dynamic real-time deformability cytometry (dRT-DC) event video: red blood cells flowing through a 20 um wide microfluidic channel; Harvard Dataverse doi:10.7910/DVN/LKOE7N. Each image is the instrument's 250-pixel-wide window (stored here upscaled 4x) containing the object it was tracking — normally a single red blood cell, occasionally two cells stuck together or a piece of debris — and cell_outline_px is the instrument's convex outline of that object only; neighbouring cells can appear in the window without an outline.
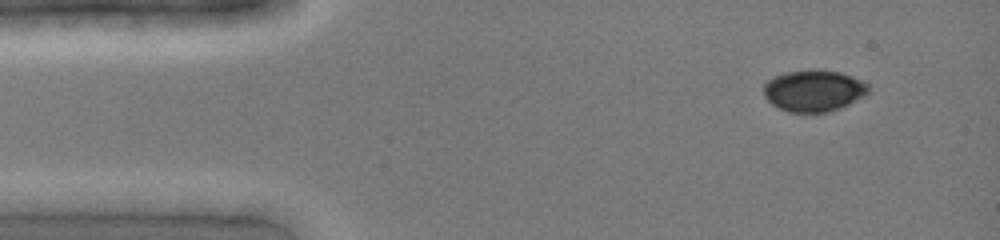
{"species": "common noctule bat (a hibernating species)", "species_latin": "Nyctalus noctula", "temperature_condition": "cold", "stored_images_in_passage": 14, "camera_frame_rate_fps": 3000, "um_per_image_px": 0.085, "animal": {"sex": "female", "body_mass_g": 19.0, "forearm_length_mm": 51.5}, "frame": {"image": 1, "passage_image": 1, "time_ms": 0.0, "image_size_px": [1000, 240], "cell_outline_px": [[868, 92], [864, 96], [840, 108], [828, 112], [788, 112], [772, 104], [764, 96], [764, 84], [772, 76], [784, 72], [816, 68], [840, 72], [852, 76], [868, 84]], "centroid_in_image_um": [69.14, 7.69], "position_along_channel_um": 15.9, "area_um2": 25.55}}
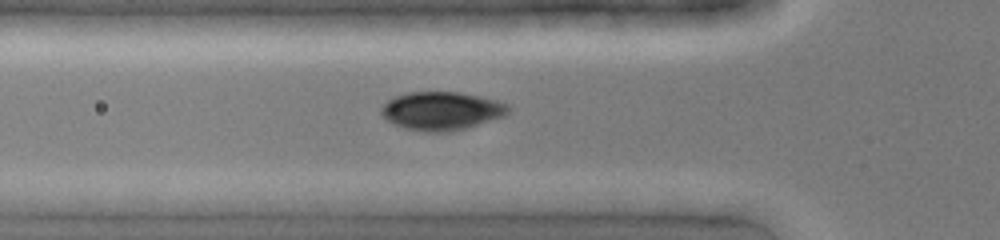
{"frame": {"image": 2, "passage_image": 11, "time_ms": 3.333, "image_size_px": [1000, 240], "cell_outline_px": [[512, 108], [504, 116], [452, 132], [424, 132], [404, 128], [388, 120], [380, 112], [380, 108], [388, 100], [396, 96], [408, 92], [460, 92], [480, 96], [496, 100], [508, 104]], "centroid_in_image_um": [37.55, 9.42], "position_along_channel_um": 88.3, "area_um2": 28.38}}